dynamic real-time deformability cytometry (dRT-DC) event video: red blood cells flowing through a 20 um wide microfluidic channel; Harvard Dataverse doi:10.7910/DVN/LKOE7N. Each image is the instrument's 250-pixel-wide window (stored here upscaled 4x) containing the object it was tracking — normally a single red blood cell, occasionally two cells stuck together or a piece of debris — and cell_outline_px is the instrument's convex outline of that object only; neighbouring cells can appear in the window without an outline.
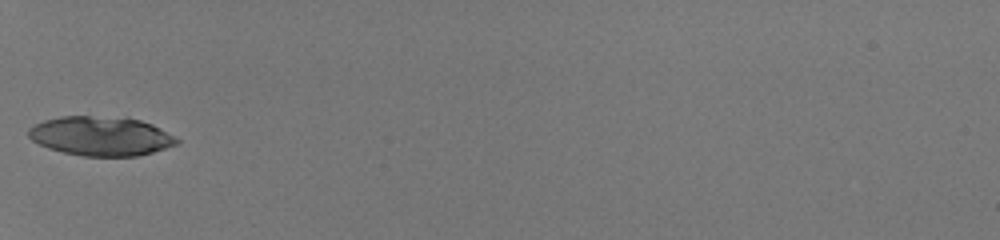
{"species": "human", "species_latin": "Homo sapiens", "temperature_condition": "room temperature", "stored_images_in_passage": 31, "camera_frame_rate_fps": 3000, "um_per_image_px": 0.085, "donor": {"sex": "male"}, "frame": {"image": 1, "passage_image": 1, "time_ms": 0.0, "image_size_px": [1000, 240], "cell_outline_px": [[180, 140], [176, 144], [152, 152], [136, 156], [84, 156], [64, 152], [48, 148], [32, 140], [28, 136], [28, 128], [44, 120], [60, 116], [128, 116], [152, 124], [160, 128]], "centroid_in_image_um": [8.57, 11.54], "position_along_channel_um": 76.4, "area_um2": 33.99}}
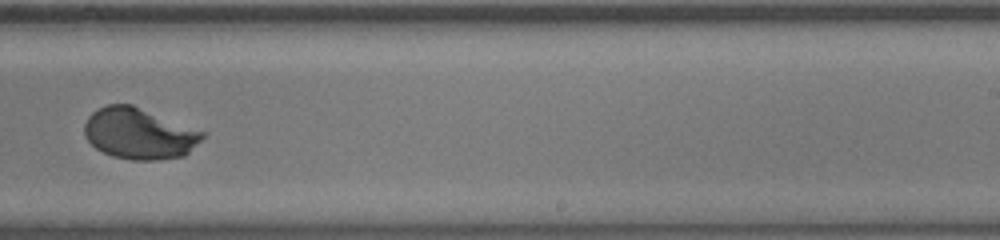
{"frame": {"image": 2, "passage_image": 16, "time_ms": 5.0, "image_size_px": [1000, 240], "cell_outline_px": [[204, 136], [184, 156], [160, 160], [132, 160], [112, 156], [96, 148], [84, 136], [84, 124], [88, 116], [92, 112], [108, 104], [132, 104], [204, 132]], "centroid_in_image_um": [11.79, 11.35], "position_along_channel_um": 277.2, "area_um2": 34.91}}
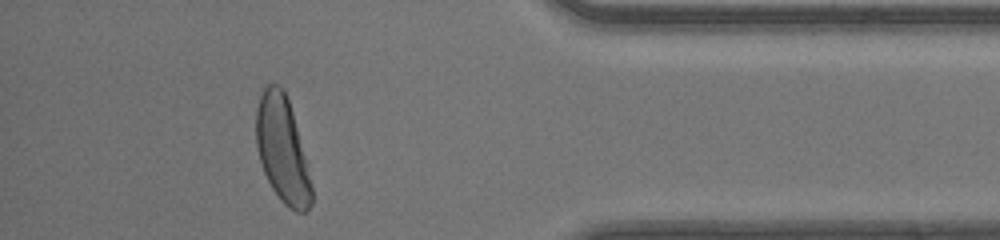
{"frame": {"image": 3, "passage_image": 27, "time_ms": 8.667, "image_size_px": [1000, 240], "cell_outline_px": [[312, 204], [304, 212], [296, 212], [288, 208], [280, 200], [272, 188], [264, 172], [256, 148], [256, 108], [260, 96], [264, 88], [268, 84], [276, 84], [284, 88], [292, 112], [312, 184]], "centroid_in_image_um": [23.98, 12.73], "position_along_channel_um": 411.2, "area_um2": 33.99}, "authors_computed_cell_mechanics": {"area_um2": 35.0846, "velocity_mm_per_s": 4.1724, "shape_relaxation_time_tau1_ms": 2.6802, "shape_relaxation_time_tau2_ms": null, "deformation_change_tau1": 0.1814, "deformation_change_tau2": null}}